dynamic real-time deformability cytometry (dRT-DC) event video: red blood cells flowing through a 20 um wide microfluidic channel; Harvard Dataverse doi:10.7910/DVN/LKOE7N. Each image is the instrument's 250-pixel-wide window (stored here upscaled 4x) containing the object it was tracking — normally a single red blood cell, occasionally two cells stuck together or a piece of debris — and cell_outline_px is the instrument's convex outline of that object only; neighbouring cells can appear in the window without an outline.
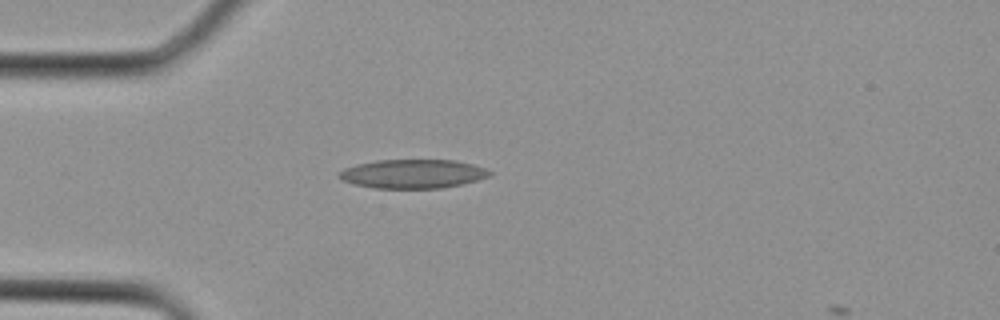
{"species": "Egyptian fruit bat (a non-hibernating species)", "species_latin": "Rousettus aegyptiacus", "temperature_condition": "cold", "stored_images_in_passage": 1, "camera_frame_rate_fps": 3000, "um_per_image_px": 0.085, "animal": {"sex": "female"}, "frame": {"image": 1, "passage_image": 1, "time_ms": 0.0, "image_size_px": [1000, 320], "cell_outline_px": [[492, 176], [460, 184], [440, 188], [372, 188], [340, 180], [336, 176], [336, 172], [344, 168], [356, 164], [376, 160], [456, 160], [472, 164], [484, 168], [492, 172]], "centroid_in_image_um": [35.03, 14.77], "position_along_channel_um": 50.0, "area_um2": 25.49}}